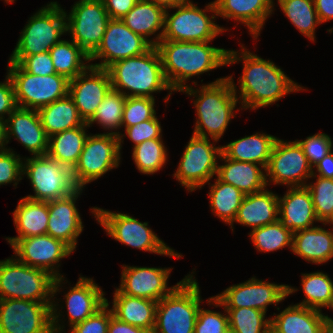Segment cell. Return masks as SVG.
Wrapping results in <instances>:
<instances>
[{"label": "cell", "mask_w": 333, "mask_h": 333, "mask_svg": "<svg viewBox=\"0 0 333 333\" xmlns=\"http://www.w3.org/2000/svg\"><path fill=\"white\" fill-rule=\"evenodd\" d=\"M301 286L304 300L297 305L322 311L328 308L333 298V281L328 274L322 271L301 274Z\"/></svg>", "instance_id": "cell-40"}, {"label": "cell", "mask_w": 333, "mask_h": 333, "mask_svg": "<svg viewBox=\"0 0 333 333\" xmlns=\"http://www.w3.org/2000/svg\"><path fill=\"white\" fill-rule=\"evenodd\" d=\"M14 250V257L34 268L44 270L54 278L64 277L60 274V260L68 257L74 251L63 241L49 234L7 240ZM58 268V269H57Z\"/></svg>", "instance_id": "cell-19"}, {"label": "cell", "mask_w": 333, "mask_h": 333, "mask_svg": "<svg viewBox=\"0 0 333 333\" xmlns=\"http://www.w3.org/2000/svg\"><path fill=\"white\" fill-rule=\"evenodd\" d=\"M279 220L278 195L267 188L249 195H245L237 211L234 222L251 227V229L275 223Z\"/></svg>", "instance_id": "cell-27"}, {"label": "cell", "mask_w": 333, "mask_h": 333, "mask_svg": "<svg viewBox=\"0 0 333 333\" xmlns=\"http://www.w3.org/2000/svg\"><path fill=\"white\" fill-rule=\"evenodd\" d=\"M146 1L153 2L154 4L160 5L165 9H167L180 5L188 0H146Z\"/></svg>", "instance_id": "cell-58"}, {"label": "cell", "mask_w": 333, "mask_h": 333, "mask_svg": "<svg viewBox=\"0 0 333 333\" xmlns=\"http://www.w3.org/2000/svg\"><path fill=\"white\" fill-rule=\"evenodd\" d=\"M49 52L56 73L68 80L74 79L90 66L89 55L70 39L59 41Z\"/></svg>", "instance_id": "cell-37"}, {"label": "cell", "mask_w": 333, "mask_h": 333, "mask_svg": "<svg viewBox=\"0 0 333 333\" xmlns=\"http://www.w3.org/2000/svg\"><path fill=\"white\" fill-rule=\"evenodd\" d=\"M107 333H153V330L132 326L126 322L120 321L113 316L111 311V319Z\"/></svg>", "instance_id": "cell-55"}, {"label": "cell", "mask_w": 333, "mask_h": 333, "mask_svg": "<svg viewBox=\"0 0 333 333\" xmlns=\"http://www.w3.org/2000/svg\"><path fill=\"white\" fill-rule=\"evenodd\" d=\"M180 92L195 98L196 123L193 134L211 137L217 143L224 135L231 119L235 117L237 103L232 82L228 77L217 78L214 82L201 85L199 90L190 84Z\"/></svg>", "instance_id": "cell-4"}, {"label": "cell", "mask_w": 333, "mask_h": 333, "mask_svg": "<svg viewBox=\"0 0 333 333\" xmlns=\"http://www.w3.org/2000/svg\"><path fill=\"white\" fill-rule=\"evenodd\" d=\"M112 89L126 97L155 98L153 95L169 90L164 98L167 103L172 89L165 79L159 51L152 46L144 54L117 61L106 68ZM128 91V92H127Z\"/></svg>", "instance_id": "cell-5"}, {"label": "cell", "mask_w": 333, "mask_h": 333, "mask_svg": "<svg viewBox=\"0 0 333 333\" xmlns=\"http://www.w3.org/2000/svg\"><path fill=\"white\" fill-rule=\"evenodd\" d=\"M193 274L194 271L169 295L158 301L153 333H194L203 300Z\"/></svg>", "instance_id": "cell-6"}, {"label": "cell", "mask_w": 333, "mask_h": 333, "mask_svg": "<svg viewBox=\"0 0 333 333\" xmlns=\"http://www.w3.org/2000/svg\"><path fill=\"white\" fill-rule=\"evenodd\" d=\"M316 182L306 185L308 188L318 221L326 223L333 214V179L313 175Z\"/></svg>", "instance_id": "cell-45"}, {"label": "cell", "mask_w": 333, "mask_h": 333, "mask_svg": "<svg viewBox=\"0 0 333 333\" xmlns=\"http://www.w3.org/2000/svg\"><path fill=\"white\" fill-rule=\"evenodd\" d=\"M67 14L65 11L67 34L90 56L100 45L110 21L103 1H77Z\"/></svg>", "instance_id": "cell-15"}, {"label": "cell", "mask_w": 333, "mask_h": 333, "mask_svg": "<svg viewBox=\"0 0 333 333\" xmlns=\"http://www.w3.org/2000/svg\"><path fill=\"white\" fill-rule=\"evenodd\" d=\"M165 10L153 2L139 0L121 20L134 33L141 35L152 46H156L163 36ZM152 35L156 36L155 39H149Z\"/></svg>", "instance_id": "cell-31"}, {"label": "cell", "mask_w": 333, "mask_h": 333, "mask_svg": "<svg viewBox=\"0 0 333 333\" xmlns=\"http://www.w3.org/2000/svg\"><path fill=\"white\" fill-rule=\"evenodd\" d=\"M66 33L65 9L57 1L47 3L29 18L10 57L49 52Z\"/></svg>", "instance_id": "cell-9"}, {"label": "cell", "mask_w": 333, "mask_h": 333, "mask_svg": "<svg viewBox=\"0 0 333 333\" xmlns=\"http://www.w3.org/2000/svg\"><path fill=\"white\" fill-rule=\"evenodd\" d=\"M248 235L255 249L259 252L269 253L284 247H289L292 250L293 232L285 228L279 220L253 229Z\"/></svg>", "instance_id": "cell-43"}, {"label": "cell", "mask_w": 333, "mask_h": 333, "mask_svg": "<svg viewBox=\"0 0 333 333\" xmlns=\"http://www.w3.org/2000/svg\"><path fill=\"white\" fill-rule=\"evenodd\" d=\"M323 333H333V323L327 322L324 325Z\"/></svg>", "instance_id": "cell-60"}, {"label": "cell", "mask_w": 333, "mask_h": 333, "mask_svg": "<svg viewBox=\"0 0 333 333\" xmlns=\"http://www.w3.org/2000/svg\"><path fill=\"white\" fill-rule=\"evenodd\" d=\"M104 296V291L93 278L80 276L63 296L70 329L99 310L106 303Z\"/></svg>", "instance_id": "cell-26"}, {"label": "cell", "mask_w": 333, "mask_h": 333, "mask_svg": "<svg viewBox=\"0 0 333 333\" xmlns=\"http://www.w3.org/2000/svg\"><path fill=\"white\" fill-rule=\"evenodd\" d=\"M112 88L106 69L89 66L69 81V96L73 99L80 117L87 123Z\"/></svg>", "instance_id": "cell-21"}, {"label": "cell", "mask_w": 333, "mask_h": 333, "mask_svg": "<svg viewBox=\"0 0 333 333\" xmlns=\"http://www.w3.org/2000/svg\"><path fill=\"white\" fill-rule=\"evenodd\" d=\"M209 184V204L215 216L224 223L231 225L245 195L235 186L215 178L214 184Z\"/></svg>", "instance_id": "cell-38"}, {"label": "cell", "mask_w": 333, "mask_h": 333, "mask_svg": "<svg viewBox=\"0 0 333 333\" xmlns=\"http://www.w3.org/2000/svg\"><path fill=\"white\" fill-rule=\"evenodd\" d=\"M121 158L117 135L106 132L89 134L72 170L76 185L84 189L86 184L101 178L111 169L118 168Z\"/></svg>", "instance_id": "cell-14"}, {"label": "cell", "mask_w": 333, "mask_h": 333, "mask_svg": "<svg viewBox=\"0 0 333 333\" xmlns=\"http://www.w3.org/2000/svg\"><path fill=\"white\" fill-rule=\"evenodd\" d=\"M241 52L238 50H228L227 65L235 64L242 61L243 72L238 78L240 90L231 76H227L231 82L235 94L237 95L241 109H252L268 107L275 104L282 99L285 95L297 92L306 91L303 86L298 85L290 79L282 68L275 65L270 59H263L255 53L250 52L241 45ZM239 93H238V92Z\"/></svg>", "instance_id": "cell-1"}, {"label": "cell", "mask_w": 333, "mask_h": 333, "mask_svg": "<svg viewBox=\"0 0 333 333\" xmlns=\"http://www.w3.org/2000/svg\"><path fill=\"white\" fill-rule=\"evenodd\" d=\"M314 168L316 169V172L314 171ZM313 175L320 176L323 178L333 179V151L330 152L325 157H323L313 167Z\"/></svg>", "instance_id": "cell-56"}, {"label": "cell", "mask_w": 333, "mask_h": 333, "mask_svg": "<svg viewBox=\"0 0 333 333\" xmlns=\"http://www.w3.org/2000/svg\"><path fill=\"white\" fill-rule=\"evenodd\" d=\"M270 319L271 333H323L326 323L322 311L297 304L273 313Z\"/></svg>", "instance_id": "cell-29"}, {"label": "cell", "mask_w": 333, "mask_h": 333, "mask_svg": "<svg viewBox=\"0 0 333 333\" xmlns=\"http://www.w3.org/2000/svg\"><path fill=\"white\" fill-rule=\"evenodd\" d=\"M110 19H121L139 0H102Z\"/></svg>", "instance_id": "cell-54"}, {"label": "cell", "mask_w": 333, "mask_h": 333, "mask_svg": "<svg viewBox=\"0 0 333 333\" xmlns=\"http://www.w3.org/2000/svg\"><path fill=\"white\" fill-rule=\"evenodd\" d=\"M172 269L122 265L121 282L117 289L125 295L158 302L187 277L171 287L167 286Z\"/></svg>", "instance_id": "cell-20"}, {"label": "cell", "mask_w": 333, "mask_h": 333, "mask_svg": "<svg viewBox=\"0 0 333 333\" xmlns=\"http://www.w3.org/2000/svg\"><path fill=\"white\" fill-rule=\"evenodd\" d=\"M161 124L155 116L150 120L143 121L134 126L124 127L125 133H120L119 138V149L121 153L123 137L128 136L129 139L133 142V147L136 145L151 139L162 138V129ZM126 134V135H125Z\"/></svg>", "instance_id": "cell-48"}, {"label": "cell", "mask_w": 333, "mask_h": 333, "mask_svg": "<svg viewBox=\"0 0 333 333\" xmlns=\"http://www.w3.org/2000/svg\"><path fill=\"white\" fill-rule=\"evenodd\" d=\"M7 3H13L15 0H4Z\"/></svg>", "instance_id": "cell-63"}, {"label": "cell", "mask_w": 333, "mask_h": 333, "mask_svg": "<svg viewBox=\"0 0 333 333\" xmlns=\"http://www.w3.org/2000/svg\"><path fill=\"white\" fill-rule=\"evenodd\" d=\"M82 192L83 188H79L67 197L48 201L49 219L46 234L63 241L73 251H76L78 237L84 228L75 204Z\"/></svg>", "instance_id": "cell-22"}, {"label": "cell", "mask_w": 333, "mask_h": 333, "mask_svg": "<svg viewBox=\"0 0 333 333\" xmlns=\"http://www.w3.org/2000/svg\"><path fill=\"white\" fill-rule=\"evenodd\" d=\"M8 63H17L24 71L33 75L47 76L56 73L50 52L27 57H10Z\"/></svg>", "instance_id": "cell-51"}, {"label": "cell", "mask_w": 333, "mask_h": 333, "mask_svg": "<svg viewBox=\"0 0 333 333\" xmlns=\"http://www.w3.org/2000/svg\"><path fill=\"white\" fill-rule=\"evenodd\" d=\"M23 161L22 175L27 176L34 191V195L27 198L48 202L67 197L79 189L72 169L48 155L25 157Z\"/></svg>", "instance_id": "cell-10"}, {"label": "cell", "mask_w": 333, "mask_h": 333, "mask_svg": "<svg viewBox=\"0 0 333 333\" xmlns=\"http://www.w3.org/2000/svg\"><path fill=\"white\" fill-rule=\"evenodd\" d=\"M219 159L224 163L218 165L217 178L235 186L244 195L259 192L268 186L266 172H264L266 170L263 166L229 159L223 153Z\"/></svg>", "instance_id": "cell-28"}, {"label": "cell", "mask_w": 333, "mask_h": 333, "mask_svg": "<svg viewBox=\"0 0 333 333\" xmlns=\"http://www.w3.org/2000/svg\"><path fill=\"white\" fill-rule=\"evenodd\" d=\"M53 303L0 300V333H54Z\"/></svg>", "instance_id": "cell-17"}, {"label": "cell", "mask_w": 333, "mask_h": 333, "mask_svg": "<svg viewBox=\"0 0 333 333\" xmlns=\"http://www.w3.org/2000/svg\"><path fill=\"white\" fill-rule=\"evenodd\" d=\"M152 45L141 35L134 33L121 19H110L98 48L89 56V61L100 59L90 66L106 69L111 64L139 56Z\"/></svg>", "instance_id": "cell-18"}, {"label": "cell", "mask_w": 333, "mask_h": 333, "mask_svg": "<svg viewBox=\"0 0 333 333\" xmlns=\"http://www.w3.org/2000/svg\"><path fill=\"white\" fill-rule=\"evenodd\" d=\"M6 143L15 138L32 156L47 155L49 137L37 110L17 107L5 120Z\"/></svg>", "instance_id": "cell-23"}, {"label": "cell", "mask_w": 333, "mask_h": 333, "mask_svg": "<svg viewBox=\"0 0 333 333\" xmlns=\"http://www.w3.org/2000/svg\"><path fill=\"white\" fill-rule=\"evenodd\" d=\"M49 219L48 202L36 201L23 197L13 212V222L18 232L16 237H6V240L44 235L47 232Z\"/></svg>", "instance_id": "cell-34"}, {"label": "cell", "mask_w": 333, "mask_h": 333, "mask_svg": "<svg viewBox=\"0 0 333 333\" xmlns=\"http://www.w3.org/2000/svg\"><path fill=\"white\" fill-rule=\"evenodd\" d=\"M266 171L267 185H286L302 187L313 174L300 144L295 141H284L277 138L274 143ZM268 177V178H267Z\"/></svg>", "instance_id": "cell-16"}, {"label": "cell", "mask_w": 333, "mask_h": 333, "mask_svg": "<svg viewBox=\"0 0 333 333\" xmlns=\"http://www.w3.org/2000/svg\"><path fill=\"white\" fill-rule=\"evenodd\" d=\"M155 98L126 97L122 127L134 126L156 116Z\"/></svg>", "instance_id": "cell-46"}, {"label": "cell", "mask_w": 333, "mask_h": 333, "mask_svg": "<svg viewBox=\"0 0 333 333\" xmlns=\"http://www.w3.org/2000/svg\"><path fill=\"white\" fill-rule=\"evenodd\" d=\"M132 150L137 170L145 175L157 173L168 160V150L162 138L146 140L133 147Z\"/></svg>", "instance_id": "cell-42"}, {"label": "cell", "mask_w": 333, "mask_h": 333, "mask_svg": "<svg viewBox=\"0 0 333 333\" xmlns=\"http://www.w3.org/2000/svg\"><path fill=\"white\" fill-rule=\"evenodd\" d=\"M7 69L6 74L13 82L18 107L39 110L68 95L70 80L62 75H33L17 63H8Z\"/></svg>", "instance_id": "cell-11"}, {"label": "cell", "mask_w": 333, "mask_h": 333, "mask_svg": "<svg viewBox=\"0 0 333 333\" xmlns=\"http://www.w3.org/2000/svg\"><path fill=\"white\" fill-rule=\"evenodd\" d=\"M328 224L333 225V214L326 223H323L324 227H325V225H328ZM330 228L333 229L332 226Z\"/></svg>", "instance_id": "cell-62"}, {"label": "cell", "mask_w": 333, "mask_h": 333, "mask_svg": "<svg viewBox=\"0 0 333 333\" xmlns=\"http://www.w3.org/2000/svg\"><path fill=\"white\" fill-rule=\"evenodd\" d=\"M110 302L106 303L93 315L70 329V333H107L111 319Z\"/></svg>", "instance_id": "cell-52"}, {"label": "cell", "mask_w": 333, "mask_h": 333, "mask_svg": "<svg viewBox=\"0 0 333 333\" xmlns=\"http://www.w3.org/2000/svg\"><path fill=\"white\" fill-rule=\"evenodd\" d=\"M205 42L160 40L156 45L166 81L172 91L180 92L193 76L227 65L228 49Z\"/></svg>", "instance_id": "cell-3"}, {"label": "cell", "mask_w": 333, "mask_h": 333, "mask_svg": "<svg viewBox=\"0 0 333 333\" xmlns=\"http://www.w3.org/2000/svg\"><path fill=\"white\" fill-rule=\"evenodd\" d=\"M37 112L48 137L85 124L69 94L40 108Z\"/></svg>", "instance_id": "cell-36"}, {"label": "cell", "mask_w": 333, "mask_h": 333, "mask_svg": "<svg viewBox=\"0 0 333 333\" xmlns=\"http://www.w3.org/2000/svg\"><path fill=\"white\" fill-rule=\"evenodd\" d=\"M170 9L176 12L170 14ZM210 12L212 15H207ZM214 2L199 8L191 0L165 10L164 32L161 40L205 42L213 41L228 29L219 26ZM223 32V33H222Z\"/></svg>", "instance_id": "cell-7"}, {"label": "cell", "mask_w": 333, "mask_h": 333, "mask_svg": "<svg viewBox=\"0 0 333 333\" xmlns=\"http://www.w3.org/2000/svg\"><path fill=\"white\" fill-rule=\"evenodd\" d=\"M112 303V314L120 321L132 326L153 330L158 302L122 294L116 287Z\"/></svg>", "instance_id": "cell-32"}, {"label": "cell", "mask_w": 333, "mask_h": 333, "mask_svg": "<svg viewBox=\"0 0 333 333\" xmlns=\"http://www.w3.org/2000/svg\"><path fill=\"white\" fill-rule=\"evenodd\" d=\"M91 213L96 221L104 228L108 236L141 251L162 256L182 258V254L170 248L148 226V222H141L129 214L112 212L103 208L91 207Z\"/></svg>", "instance_id": "cell-8"}, {"label": "cell", "mask_w": 333, "mask_h": 333, "mask_svg": "<svg viewBox=\"0 0 333 333\" xmlns=\"http://www.w3.org/2000/svg\"><path fill=\"white\" fill-rule=\"evenodd\" d=\"M199 308L194 333H230L228 314Z\"/></svg>", "instance_id": "cell-50"}, {"label": "cell", "mask_w": 333, "mask_h": 333, "mask_svg": "<svg viewBox=\"0 0 333 333\" xmlns=\"http://www.w3.org/2000/svg\"><path fill=\"white\" fill-rule=\"evenodd\" d=\"M329 308L333 310V298H332V302L329 305L328 309ZM325 319H326L327 322H332L333 323V318L329 317L328 315H325Z\"/></svg>", "instance_id": "cell-61"}, {"label": "cell", "mask_w": 333, "mask_h": 333, "mask_svg": "<svg viewBox=\"0 0 333 333\" xmlns=\"http://www.w3.org/2000/svg\"><path fill=\"white\" fill-rule=\"evenodd\" d=\"M320 23L333 20V0H314Z\"/></svg>", "instance_id": "cell-57"}, {"label": "cell", "mask_w": 333, "mask_h": 333, "mask_svg": "<svg viewBox=\"0 0 333 333\" xmlns=\"http://www.w3.org/2000/svg\"><path fill=\"white\" fill-rule=\"evenodd\" d=\"M225 309L230 333H270L271 319L261 310L249 307Z\"/></svg>", "instance_id": "cell-44"}, {"label": "cell", "mask_w": 333, "mask_h": 333, "mask_svg": "<svg viewBox=\"0 0 333 333\" xmlns=\"http://www.w3.org/2000/svg\"><path fill=\"white\" fill-rule=\"evenodd\" d=\"M291 251L310 263H326L333 258V229L315 226L293 233Z\"/></svg>", "instance_id": "cell-30"}, {"label": "cell", "mask_w": 333, "mask_h": 333, "mask_svg": "<svg viewBox=\"0 0 333 333\" xmlns=\"http://www.w3.org/2000/svg\"><path fill=\"white\" fill-rule=\"evenodd\" d=\"M278 212L279 221L293 233L315 227L314 222L319 223L306 186L289 187L284 196L278 195Z\"/></svg>", "instance_id": "cell-24"}, {"label": "cell", "mask_w": 333, "mask_h": 333, "mask_svg": "<svg viewBox=\"0 0 333 333\" xmlns=\"http://www.w3.org/2000/svg\"><path fill=\"white\" fill-rule=\"evenodd\" d=\"M64 277L54 278L48 272L28 266L18 261L14 256L0 260V300L23 299L34 302L53 303L52 326L54 333H64L63 317L58 311L59 302L55 301L60 293ZM61 287V288H60ZM56 294V295H55ZM61 322V324L59 323Z\"/></svg>", "instance_id": "cell-2"}, {"label": "cell", "mask_w": 333, "mask_h": 333, "mask_svg": "<svg viewBox=\"0 0 333 333\" xmlns=\"http://www.w3.org/2000/svg\"><path fill=\"white\" fill-rule=\"evenodd\" d=\"M281 11L305 37L315 42V29L320 23L314 0H277Z\"/></svg>", "instance_id": "cell-39"}, {"label": "cell", "mask_w": 333, "mask_h": 333, "mask_svg": "<svg viewBox=\"0 0 333 333\" xmlns=\"http://www.w3.org/2000/svg\"><path fill=\"white\" fill-rule=\"evenodd\" d=\"M88 124L53 134L49 137L47 155L63 166L74 169L86 141ZM87 128V129H86Z\"/></svg>", "instance_id": "cell-35"}, {"label": "cell", "mask_w": 333, "mask_h": 333, "mask_svg": "<svg viewBox=\"0 0 333 333\" xmlns=\"http://www.w3.org/2000/svg\"><path fill=\"white\" fill-rule=\"evenodd\" d=\"M125 101L126 96L111 88L97 107L94 116L87 122L89 128L96 122L100 127L102 126L101 128L108 130L107 133L118 136L121 132L117 129L122 128Z\"/></svg>", "instance_id": "cell-41"}, {"label": "cell", "mask_w": 333, "mask_h": 333, "mask_svg": "<svg viewBox=\"0 0 333 333\" xmlns=\"http://www.w3.org/2000/svg\"><path fill=\"white\" fill-rule=\"evenodd\" d=\"M298 289L285 284L269 283L256 277L246 282L234 284L220 294L210 297L206 302L212 307H249L267 312L270 305L277 306Z\"/></svg>", "instance_id": "cell-12"}, {"label": "cell", "mask_w": 333, "mask_h": 333, "mask_svg": "<svg viewBox=\"0 0 333 333\" xmlns=\"http://www.w3.org/2000/svg\"><path fill=\"white\" fill-rule=\"evenodd\" d=\"M222 146H215L210 138L192 134L173 174L188 192L201 189L216 175Z\"/></svg>", "instance_id": "cell-13"}, {"label": "cell", "mask_w": 333, "mask_h": 333, "mask_svg": "<svg viewBox=\"0 0 333 333\" xmlns=\"http://www.w3.org/2000/svg\"><path fill=\"white\" fill-rule=\"evenodd\" d=\"M217 16L234 19L249 29L254 39L260 36V32L267 18L274 9L273 0H214Z\"/></svg>", "instance_id": "cell-25"}, {"label": "cell", "mask_w": 333, "mask_h": 333, "mask_svg": "<svg viewBox=\"0 0 333 333\" xmlns=\"http://www.w3.org/2000/svg\"><path fill=\"white\" fill-rule=\"evenodd\" d=\"M17 107L13 82L7 74L5 81L0 82V118L6 120L5 115L9 116Z\"/></svg>", "instance_id": "cell-53"}, {"label": "cell", "mask_w": 333, "mask_h": 333, "mask_svg": "<svg viewBox=\"0 0 333 333\" xmlns=\"http://www.w3.org/2000/svg\"><path fill=\"white\" fill-rule=\"evenodd\" d=\"M23 159L10 147L0 151V186L13 183L17 187L24 177Z\"/></svg>", "instance_id": "cell-47"}, {"label": "cell", "mask_w": 333, "mask_h": 333, "mask_svg": "<svg viewBox=\"0 0 333 333\" xmlns=\"http://www.w3.org/2000/svg\"><path fill=\"white\" fill-rule=\"evenodd\" d=\"M276 140V136L257 132L223 145L222 153L229 159L256 163L266 169Z\"/></svg>", "instance_id": "cell-33"}, {"label": "cell", "mask_w": 333, "mask_h": 333, "mask_svg": "<svg viewBox=\"0 0 333 333\" xmlns=\"http://www.w3.org/2000/svg\"><path fill=\"white\" fill-rule=\"evenodd\" d=\"M305 156L308 163L313 168L323 157L333 151V141L331 137L325 133H317L308 136L305 140H296Z\"/></svg>", "instance_id": "cell-49"}, {"label": "cell", "mask_w": 333, "mask_h": 333, "mask_svg": "<svg viewBox=\"0 0 333 333\" xmlns=\"http://www.w3.org/2000/svg\"><path fill=\"white\" fill-rule=\"evenodd\" d=\"M6 139V122L0 118V151L7 149Z\"/></svg>", "instance_id": "cell-59"}]
</instances>
